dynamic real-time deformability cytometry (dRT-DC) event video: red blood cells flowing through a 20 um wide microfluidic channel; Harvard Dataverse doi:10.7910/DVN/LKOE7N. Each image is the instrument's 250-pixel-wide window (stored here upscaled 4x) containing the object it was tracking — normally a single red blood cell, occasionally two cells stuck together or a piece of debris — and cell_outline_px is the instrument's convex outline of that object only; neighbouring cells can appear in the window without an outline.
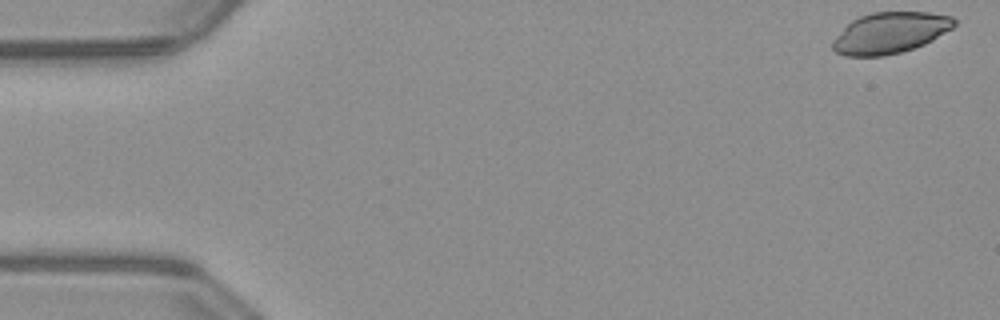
{"species": "common noctule bat (a hibernating species)", "species_latin": "Nyctalus noctula", "temperature_condition": "warm", "stored_images_in_passage": 51, "camera_frame_rate_fps": 3000, "um_per_image_px": 0.085, "animal": {"sex": "male", "body_mass_g": 23.1, "forearm_length_mm": 52.7}, "frame": {"image": 1, "passage_image": 1, "time_ms": 0.0, "image_size_px": [1000, 320], "cell_outline_px": [[956, 24], [952, 28], [932, 40], [924, 44], [900, 52], [884, 56], [844, 56], [836, 52], [832, 48], [832, 40], [852, 20], [860, 16], [872, 12], [928, 12], [952, 16], [956, 20]], "centroid_in_image_um": [75.65, 2.79], "position_along_channel_um": 9.3, "area_um2": 29.02}}